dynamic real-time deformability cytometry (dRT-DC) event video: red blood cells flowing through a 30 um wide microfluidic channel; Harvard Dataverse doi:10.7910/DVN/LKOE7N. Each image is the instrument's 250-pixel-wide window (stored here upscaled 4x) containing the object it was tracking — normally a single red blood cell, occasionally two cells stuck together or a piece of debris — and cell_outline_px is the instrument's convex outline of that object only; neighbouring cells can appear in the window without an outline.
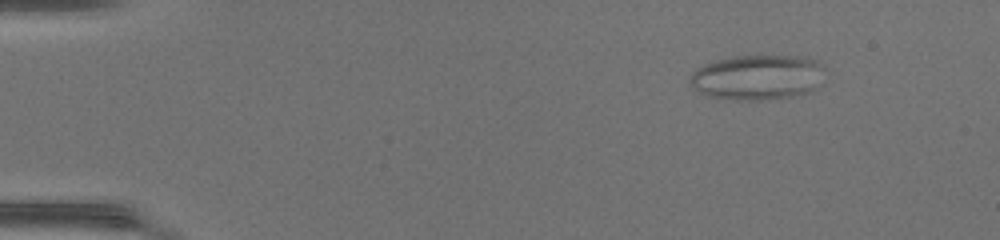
{"species": "common noctule bat (a hibernating species)", "species_latin": "Nyctalus noctula", "temperature_condition": "warm", "stored_images_in_passage": 48, "camera_frame_rate_fps": 3000, "um_per_image_px": 0.085, "animal": {"sex": "female", "body_mass_g": 17.0, "forearm_length_mm": 48.0}, "frame": {"image": 1, "passage_image": 6, "time_ms": 1.667, "image_size_px": [1000, 240], "cell_outline_px": [[824, 68], [816, 88], [808, 92], [792, 96], [756, 100], [736, 100], [708, 96], [692, 88], [688, 80], [692, 72], [696, 68], [704, 64], [716, 60], [732, 56], [800, 56], [820, 60]], "centroid_in_image_um": [64.35, 6.56], "position_along_channel_um": 20.7, "area_um2": 35.55}}
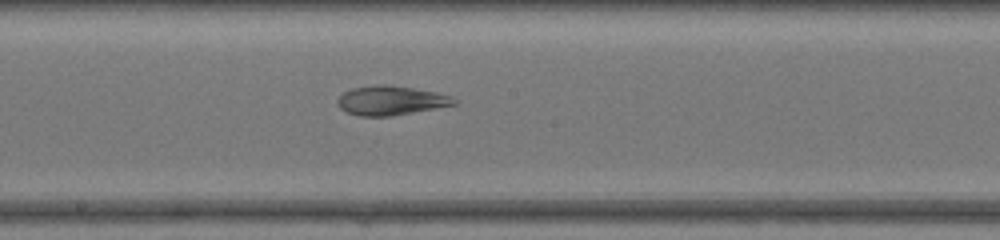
{"frame": {"image": 2, "passage_image": 27, "time_ms": 8.667, "image_size_px": [1000, 240], "cell_outline_px": [[456, 104], [436, 108], [392, 116], [360, 116], [348, 112], [340, 108], [336, 100], [344, 92], [352, 88], [376, 84], [384, 84], [412, 88], [436, 92], [452, 96], [456, 100]], "centroid_in_image_um": [33.21, 8.54], "position_along_channel_um": 215.0, "area_um2": 19.77}}
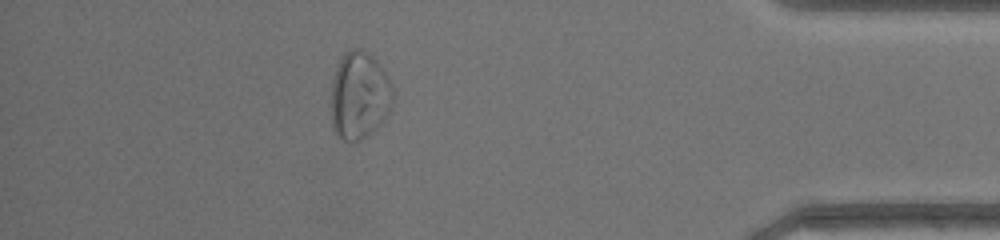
{"frame": {"image": 3, "passage_image": 43, "time_ms": 14.0, "image_size_px": [1000, 240], "cell_outline_px": [[392, 108], [376, 128], [368, 136], [352, 144], [348, 144], [332, 128], [332, 80], [336, 68], [340, 60], [352, 48], [360, 48], [372, 56], [376, 60], [392, 84]], "centroid_in_image_um": [30.55, 8.16], "position_along_channel_um": 404.7, "area_um2": 31.39}, "authors_computed_cell_mechanics": {"area_um2": 27.8596, "velocity_mm_per_s": 4.3214, "shape_relaxation_time_tau1_ms": null, "shape_relaxation_time_tau2_ms": 1.3697, "deformation_change_tau1": null, "deformation_change_tau2": 0.0775}}